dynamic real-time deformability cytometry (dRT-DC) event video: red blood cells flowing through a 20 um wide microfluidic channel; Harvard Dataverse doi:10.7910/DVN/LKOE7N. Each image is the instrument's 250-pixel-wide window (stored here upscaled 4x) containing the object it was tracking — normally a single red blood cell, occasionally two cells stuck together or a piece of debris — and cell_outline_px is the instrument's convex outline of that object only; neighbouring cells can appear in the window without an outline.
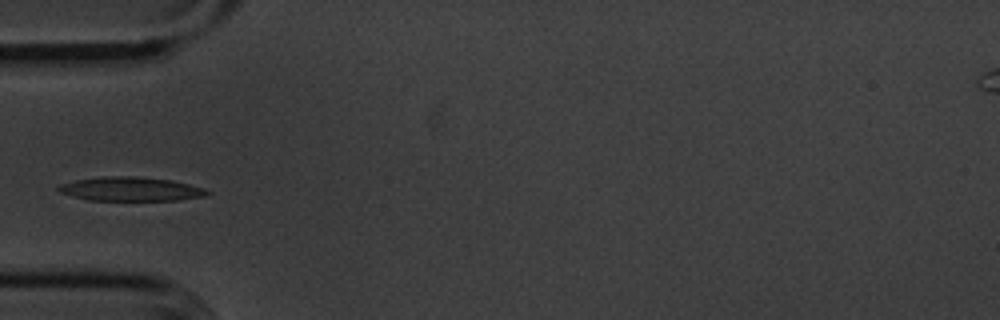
{"species": "common noctule bat (a hibernating species)", "species_latin": "Nyctalus noctula", "temperature_condition": "cold", "stored_images_in_passage": 39, "camera_frame_rate_fps": 3000, "um_per_image_px": 0.085, "animal": {"sex": "male", "body_mass_g": 20.1, "forearm_length_mm": 53.5}, "frame": {"image": 1, "passage_image": 1, "time_ms": 0.0, "image_size_px": [1000, 320], "cell_outline_px": [[212, 192], [204, 196], [176, 200], [88, 200], [72, 196], [60, 192], [56, 188], [60, 184], [76, 180], [104, 176], [136, 176], [172, 180], [204, 188]], "centroid_in_image_um": [11.1, 16.06], "position_along_channel_um": 73.9, "area_um2": 20.69}}
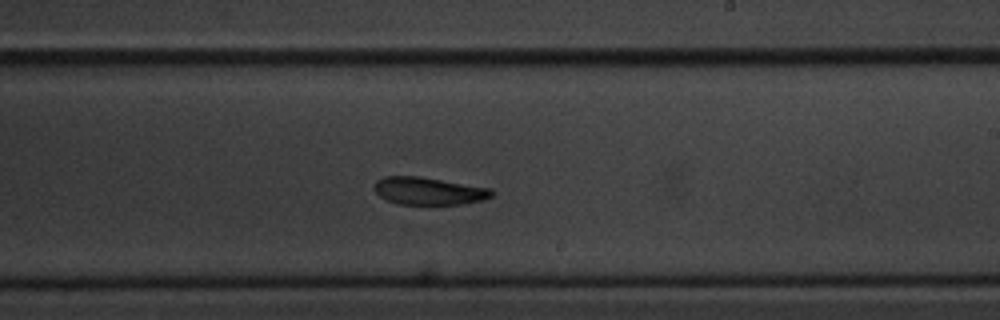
{"frame": {"image": 2, "passage_image": 16, "time_ms": 5.0, "image_size_px": [1000, 320], "cell_outline_px": [[496, 192], [492, 196], [484, 200], [464, 204], [396, 204], [380, 196], [372, 188], [372, 184], [376, 180], [384, 176], [420, 176], [492, 188]], "centroid_in_image_um": [36.45, 16.22], "position_along_channel_um": 252.6, "area_um2": 19.19}}
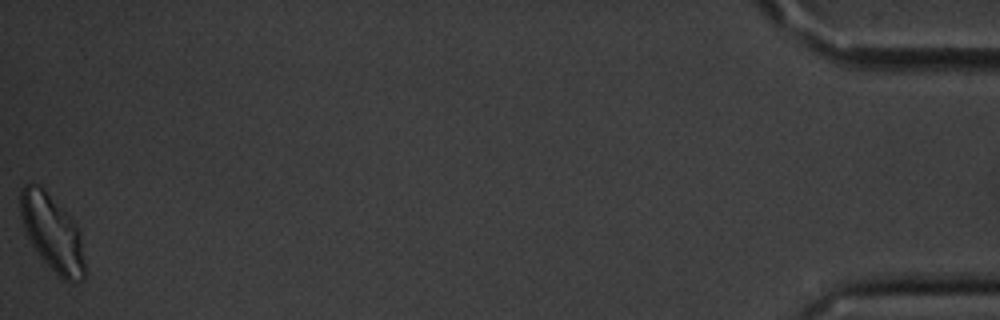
{"frame": {"image": 3, "passage_image": 39, "time_ms": 12.667, "image_size_px": [1000, 320], "cell_outline_px": [[84, 280], [72, 284], [64, 280], [40, 256], [32, 244], [24, 228], [20, 216], [20, 188], [28, 180], [40, 184], [44, 188], [76, 224], [80, 232], [84, 260]], "centroid_in_image_um": [4.43, 19.75], "position_along_channel_um": 430.8, "area_um2": 28.61}}